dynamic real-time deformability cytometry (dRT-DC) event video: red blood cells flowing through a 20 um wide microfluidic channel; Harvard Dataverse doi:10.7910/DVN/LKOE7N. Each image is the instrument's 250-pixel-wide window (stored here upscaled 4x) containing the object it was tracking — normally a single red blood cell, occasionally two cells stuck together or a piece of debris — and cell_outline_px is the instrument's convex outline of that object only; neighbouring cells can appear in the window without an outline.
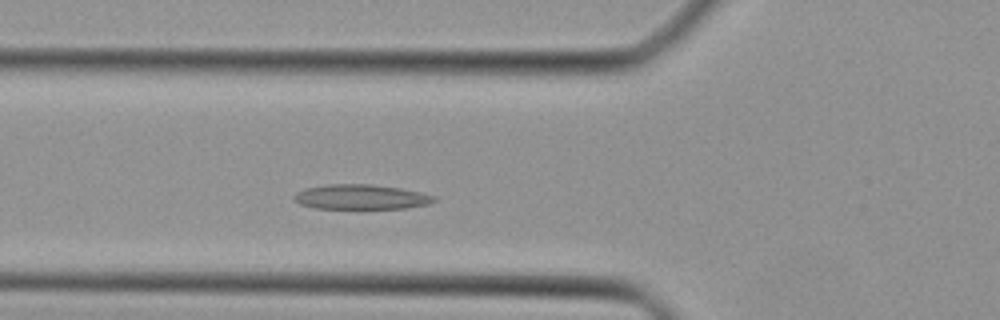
{"species": "Egyptian fruit bat (a non-hibernating species)", "species_latin": "Rousettus aegyptiacus", "temperature_condition": "cold", "stored_images_in_passage": 38, "camera_frame_rate_fps": 3000, "um_per_image_px": 0.085, "animal": {"sex": "female"}, "frame": {"image": 1, "passage_image": 8, "time_ms": 2.333, "image_size_px": [1000, 320], "cell_outline_px": [[436, 200], [428, 204], [404, 208], [316, 208], [300, 204], [292, 196], [296, 192], [304, 188], [328, 184], [368, 184], [400, 188], [420, 192], [432, 196]], "centroid_in_image_um": [30.63, 16.73], "position_along_channel_um": 95.2, "area_um2": 20.0}}
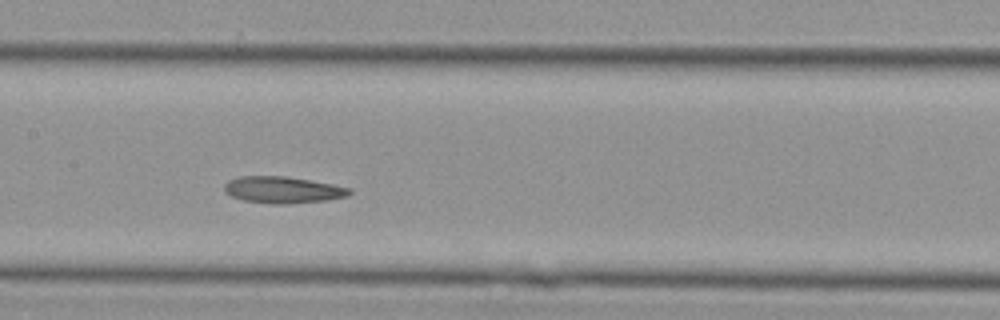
{"frame": {"image": 2, "passage_image": 14, "time_ms": 4.333, "image_size_px": [1000, 320], "cell_outline_px": [[352, 192], [348, 196], [324, 200], [288, 204], [272, 204], [244, 200], [232, 196], [224, 192], [224, 184], [228, 180], [240, 176], [284, 176], [332, 184], [352, 188]], "centroid_in_image_um": [24.02, 16.13], "position_along_channel_um": 183.4, "area_um2": 19.36}}
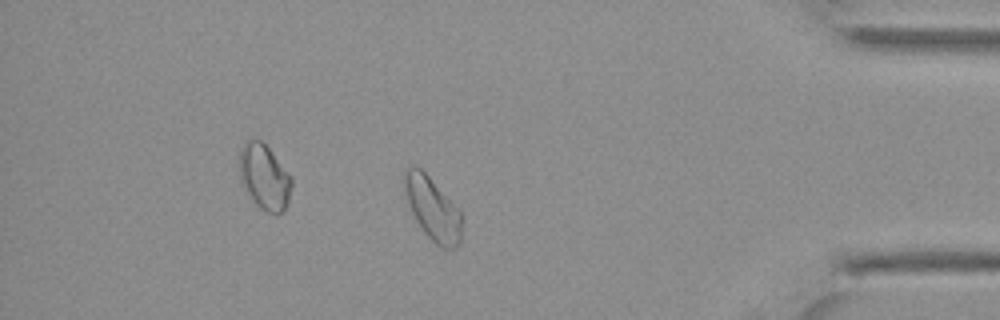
{"frame": {"image": 3, "passage_image": 31, "time_ms": 10.0, "image_size_px": [1000, 320], "cell_outline_px": [[460, 240], [456, 248], [444, 248], [436, 244], [424, 232], [416, 220], [404, 196], [404, 168], [412, 164], [420, 168], [428, 176], [460, 212]], "centroid_in_image_um": [36.7, 17.71], "position_along_channel_um": 398.5, "area_um2": 20.52}}